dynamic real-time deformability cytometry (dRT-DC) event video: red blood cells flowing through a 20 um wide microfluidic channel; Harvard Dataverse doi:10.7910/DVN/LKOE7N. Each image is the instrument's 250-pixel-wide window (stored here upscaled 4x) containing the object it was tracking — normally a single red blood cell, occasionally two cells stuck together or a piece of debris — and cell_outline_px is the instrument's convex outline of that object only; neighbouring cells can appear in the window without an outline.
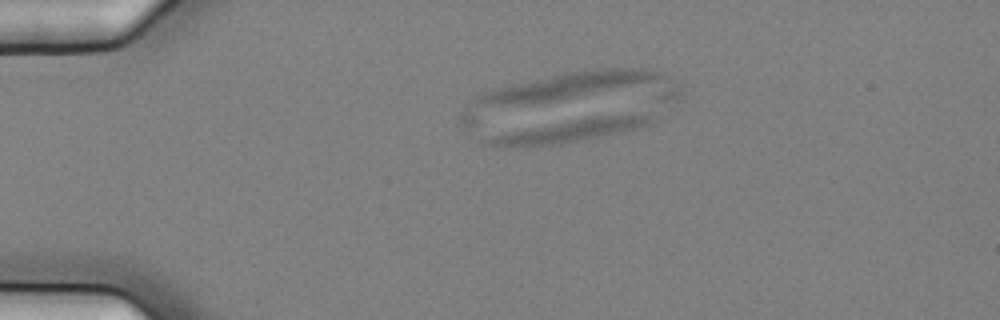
{"species": "common noctule bat (a hibernating species)", "species_latin": "Nyctalus noctula", "temperature_condition": "cold", "stored_images_in_passage": 7, "segment_of_instrument_passage": [1, 2], "camera_frame_rate_fps": 3000, "um_per_image_px": 0.085, "animal": {"sex": "female", "body_mass_g": 25.1}, "frame": {"image": 1, "passage_image": 4, "time_ms": 1.0, "image_size_px": [1000, 320], "cell_outline_px": [[652, 120], [648, 124], [640, 128], [560, 144], [528, 148], [496, 148], [484, 144], [480, 140], [480, 136], [600, 116], [648, 116]], "centroid_in_image_um": [47.99, 11.21], "position_along_channel_um": 37.0, "area_um2": 21.27}}